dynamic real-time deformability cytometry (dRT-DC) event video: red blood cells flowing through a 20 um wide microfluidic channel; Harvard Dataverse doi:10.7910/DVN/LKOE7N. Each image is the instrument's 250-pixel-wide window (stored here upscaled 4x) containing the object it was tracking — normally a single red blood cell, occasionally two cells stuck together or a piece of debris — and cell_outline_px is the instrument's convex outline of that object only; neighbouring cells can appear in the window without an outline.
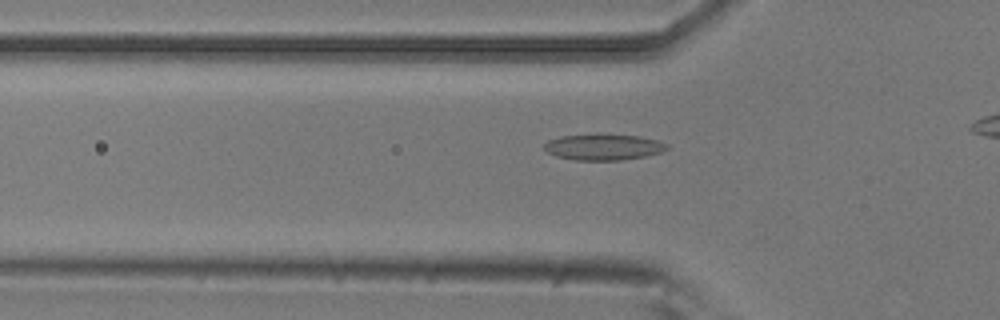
{"species": "common noctule bat (a hibernating species)", "species_latin": "Nyctalus noctula", "temperature_condition": "room temperature", "stored_images_in_passage": 32, "camera_frame_rate_fps": 3000, "um_per_image_px": 0.085, "animal": {"sex": "male", "body_mass_g": 20.5, "forearm_length_mm": 52.5}, "frame": {"image": 1, "passage_image": 6, "time_ms": 1.667, "image_size_px": [1000, 320], "cell_outline_px": [[668, 148], [660, 152], [644, 156], [620, 160], [576, 160], [556, 156], [548, 152], [544, 148], [544, 144], [548, 140], [560, 136], [596, 132], [600, 132], [640, 136], [656, 140], [668, 144]], "centroid_in_image_um": [51.26, 12.46], "position_along_channel_um": 74.5, "area_um2": 19.07}}
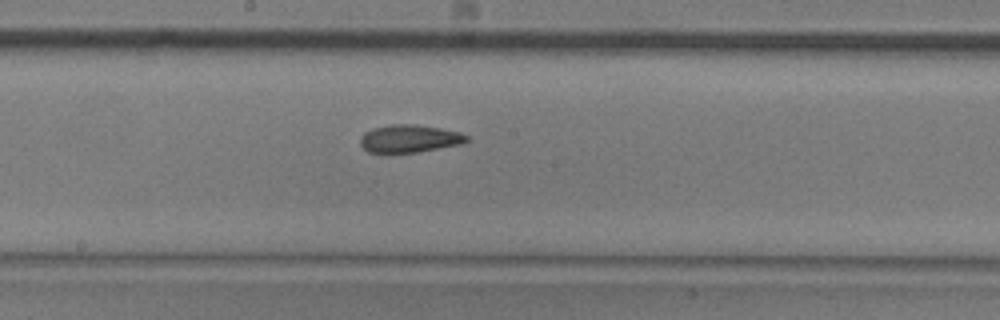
{"frame": {"image": 2, "passage_image": 17, "time_ms": 5.333, "image_size_px": [1000, 320], "cell_outline_px": [[468, 140], [460, 144], [416, 152], [388, 156], [368, 152], [360, 144], [360, 136], [364, 132], [372, 128], [392, 124], [412, 124], [440, 128], [460, 132], [468, 136]], "centroid_in_image_um": [34.71, 11.82], "position_along_channel_um": 213.5, "area_um2": 17.69}}
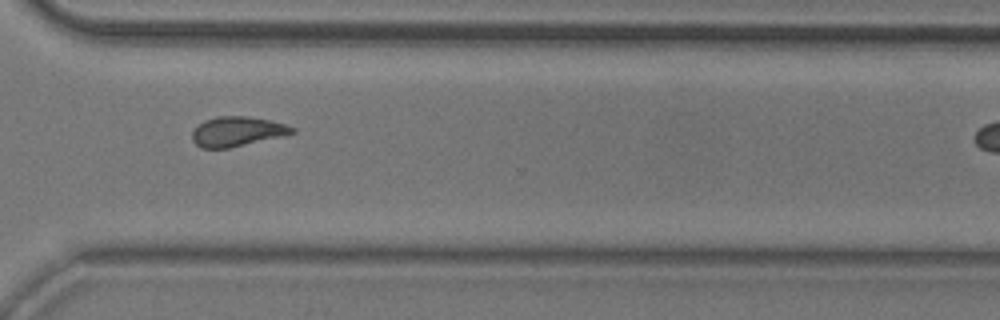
{"frame": {"image": 3, "passage_image": 28, "time_ms": 9.0, "image_size_px": [1000, 320], "cell_outline_px": [[296, 132], [280, 136], [228, 148], [200, 148], [192, 140], [192, 132], [204, 120], [220, 116], [248, 116], [268, 120], [284, 124], [296, 128]], "centroid_in_image_um": [20.13, 11.17], "position_along_channel_um": 350.5, "area_um2": 16.99}}